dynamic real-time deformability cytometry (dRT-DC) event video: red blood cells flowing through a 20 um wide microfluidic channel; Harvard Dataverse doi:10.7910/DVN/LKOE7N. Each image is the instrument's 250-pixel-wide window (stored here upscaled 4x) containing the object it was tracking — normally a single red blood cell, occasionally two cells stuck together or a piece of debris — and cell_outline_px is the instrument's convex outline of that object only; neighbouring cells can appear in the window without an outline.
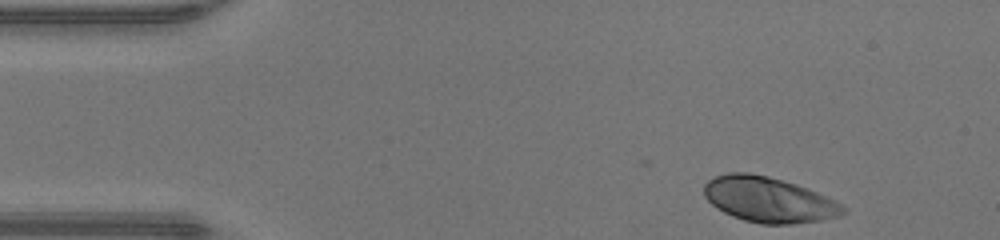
{"species": "human", "species_latin": "Homo sapiens", "temperature_condition": "warm", "stored_images_in_passage": 37, "camera_frame_rate_fps": 3000, "um_per_image_px": 0.085, "donor": {"sex": "male"}, "frame": {"image": 1, "passage_image": 1, "time_ms": 0.0, "image_size_px": [1000, 240], "cell_outline_px": [[848, 208], [840, 216], [820, 220], [792, 224], [760, 224], [744, 220], [732, 216], [716, 208], [704, 196], [704, 184], [708, 180], [716, 176], [728, 172], [748, 172], [768, 176], [796, 184], [836, 200]], "centroid_in_image_um": [65.34, 16.97], "position_along_channel_um": 19.7, "area_um2": 36.82}}
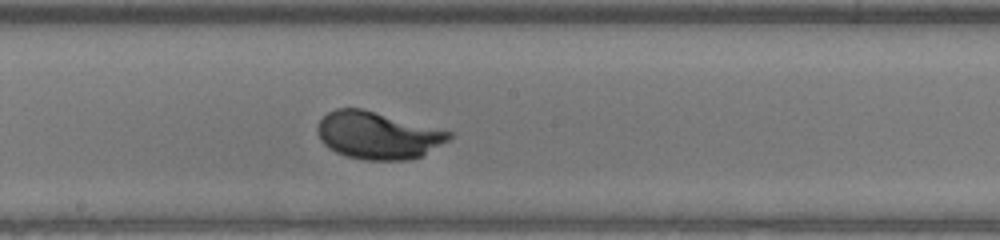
{"frame": {"image": 2, "passage_image": 21, "time_ms": 6.667, "image_size_px": [1000, 240], "cell_outline_px": [[452, 136], [448, 140], [420, 156], [408, 160], [364, 160], [344, 156], [328, 148], [320, 140], [316, 132], [316, 124], [328, 112], [336, 108], [360, 108], [452, 132]], "centroid_in_image_um": [32.04, 11.51], "position_along_channel_um": 216.2, "area_um2": 36.07}}
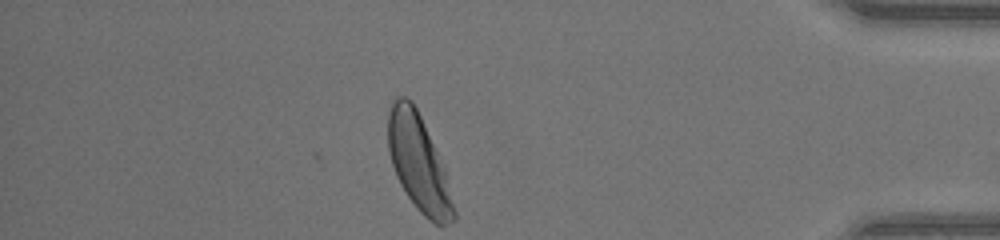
{"frame": {"image": 3, "passage_image": 37, "time_ms": 12.0, "image_size_px": [1000, 240], "cell_outline_px": [[456, 220], [448, 224], [436, 224], [428, 220], [416, 208], [400, 184], [396, 176], [388, 152], [388, 112], [396, 96], [404, 96], [412, 100], [444, 164], [456, 212]], "centroid_in_image_um": [35.59, 13.87], "position_along_channel_um": 399.6, "area_um2": 36.93}, "authors_computed_cell_mechanics": {"area_um2": 35.7204, "velocity_mm_per_s": 4.2674, "shape_relaxation_time_tau1_ms": 1.706, "shape_relaxation_time_tau2_ms": null, "deformation_change_tau1": 0.1613, "deformation_change_tau2": null}}